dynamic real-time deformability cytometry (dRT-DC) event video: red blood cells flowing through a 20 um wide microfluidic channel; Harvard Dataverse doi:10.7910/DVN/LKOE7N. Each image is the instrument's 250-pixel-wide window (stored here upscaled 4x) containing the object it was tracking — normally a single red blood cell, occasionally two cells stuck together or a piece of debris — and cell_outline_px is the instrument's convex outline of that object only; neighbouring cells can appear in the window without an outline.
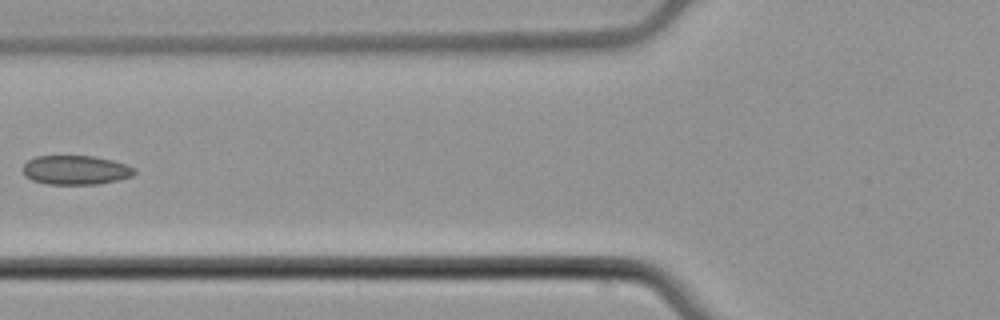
{"species": "common noctule bat (a hibernating species)", "species_latin": "Nyctalus noctula", "temperature_condition": "cold", "stored_images_in_passage": 7, "camera_frame_rate_fps": 3000, "um_per_image_px": 0.085, "animal": {"sex": "male", "body_mass_g": 21.5, "forearm_length_mm": 52.0}, "frame": {"image": 1, "passage_image": 6, "time_ms": 1.667, "image_size_px": [1000, 320], "cell_outline_px": [[136, 172], [132, 176], [120, 180], [96, 184], [48, 184], [32, 180], [24, 176], [24, 164], [28, 160], [36, 156], [92, 156], [112, 160], [136, 168]], "centroid_in_image_um": [6.45, 14.45], "position_along_channel_um": 119.4, "area_um2": 18.96}}
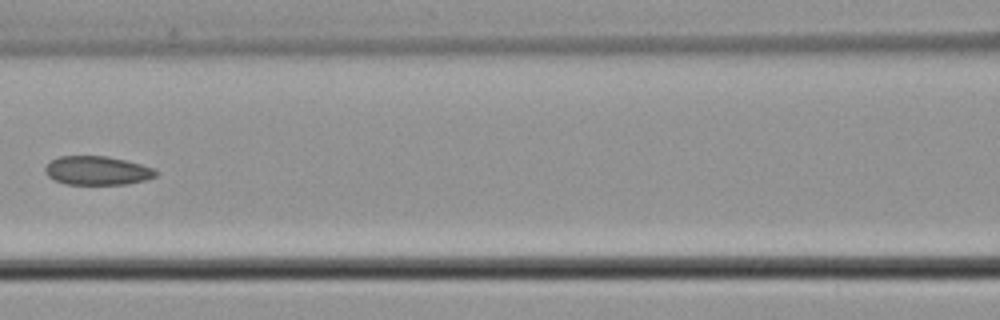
{"frame": {"image": 2, "passage_image": 7, "time_ms": 2.0, "image_size_px": [1000, 320], "cell_outline_px": [[160, 172], [156, 176], [144, 180], [128, 184], [64, 184], [48, 176], [44, 172], [44, 168], [52, 160], [60, 156], [108, 156], [140, 164], [152, 168]], "centroid_in_image_um": [8.26, 14.5], "position_along_channel_um": 158.3, "area_um2": 18.5}}